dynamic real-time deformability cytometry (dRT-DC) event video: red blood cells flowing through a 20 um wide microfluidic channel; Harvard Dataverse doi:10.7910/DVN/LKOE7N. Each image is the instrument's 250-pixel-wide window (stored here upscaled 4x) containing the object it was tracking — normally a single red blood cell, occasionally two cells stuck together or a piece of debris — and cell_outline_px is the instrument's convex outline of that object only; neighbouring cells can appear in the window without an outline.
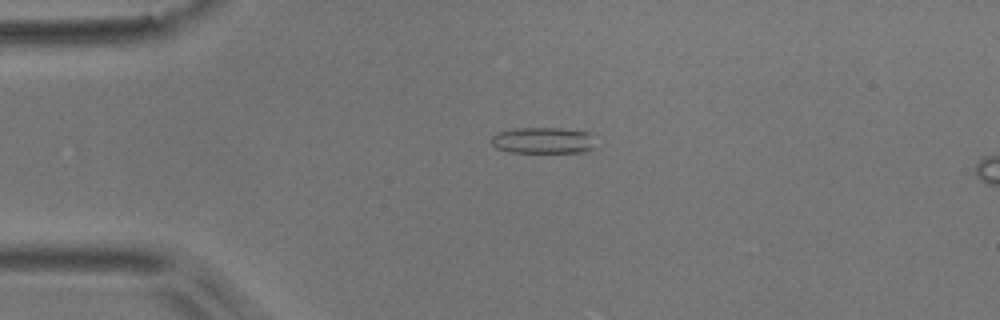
{"species": "common noctule bat (a hibernating species)", "species_latin": "Nyctalus noctula", "temperature_condition": "room temperature", "stored_images_in_passage": 5, "camera_frame_rate_fps": 3000, "um_per_image_px": 0.085, "animal": {"sex": "male", "body_mass_g": 17.9}, "frame": {"image": 1, "passage_image": 3, "time_ms": 0.667, "image_size_px": [1000, 320], "cell_outline_px": [[600, 148], [584, 152], [508, 152], [496, 148], [492, 144], [492, 136], [496, 132], [516, 128], [560, 128], [588, 132]], "centroid_in_image_um": [46.22, 11.94], "position_along_channel_um": 38.8, "area_um2": 16.24}}